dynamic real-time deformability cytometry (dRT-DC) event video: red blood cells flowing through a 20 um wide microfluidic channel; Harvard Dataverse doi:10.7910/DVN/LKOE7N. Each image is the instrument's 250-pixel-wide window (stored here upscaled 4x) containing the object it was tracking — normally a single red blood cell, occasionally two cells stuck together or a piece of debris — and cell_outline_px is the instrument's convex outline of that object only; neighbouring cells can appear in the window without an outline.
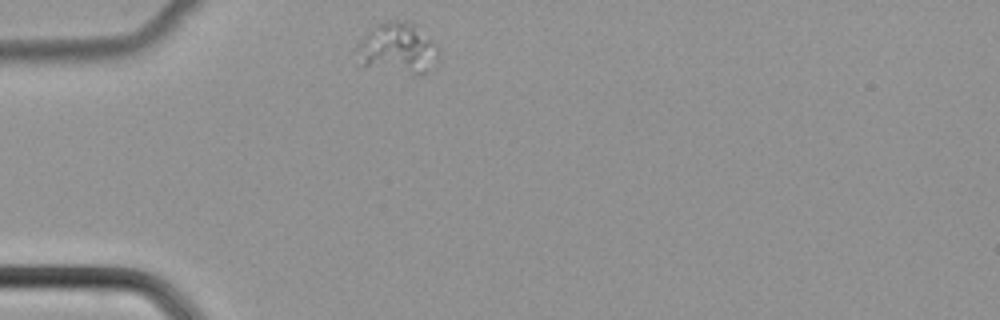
{"species": "common noctule bat (a hibernating species)", "species_latin": "Nyctalus noctula", "temperature_condition": "cold", "stored_images_in_passage": 9, "camera_frame_rate_fps": 3000, "um_per_image_px": 0.085, "animal": {"sex": "female", "body_mass_g": 22.7, "forearm_length_mm": 54.2}, "frame": {"image": 1, "passage_image": 1, "time_ms": 0.0, "image_size_px": [1000, 320], "cell_outline_px": [[440, 52], [428, 68], [420, 76], [360, 68], [356, 48], [356, 44], [376, 24], [388, 20], [412, 20], [436, 44]], "centroid_in_image_um": [33.74, 4.12], "position_along_channel_um": 51.3, "area_um2": 25.03}}
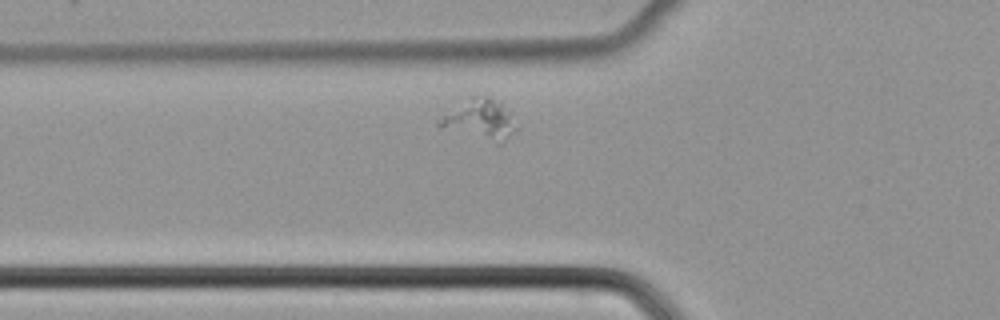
{"frame": {"image": 2, "passage_image": 5, "time_ms": 1.333, "image_size_px": [1000, 320], "cell_outline_px": [[520, 128], [516, 132], [500, 144], [496, 144], [440, 128], [436, 124], [436, 104], [456, 92], [476, 92], [504, 100], [508, 104]], "centroid_in_image_um": [40.54, 9.93], "position_along_channel_um": 85.3, "area_um2": 22.66}}
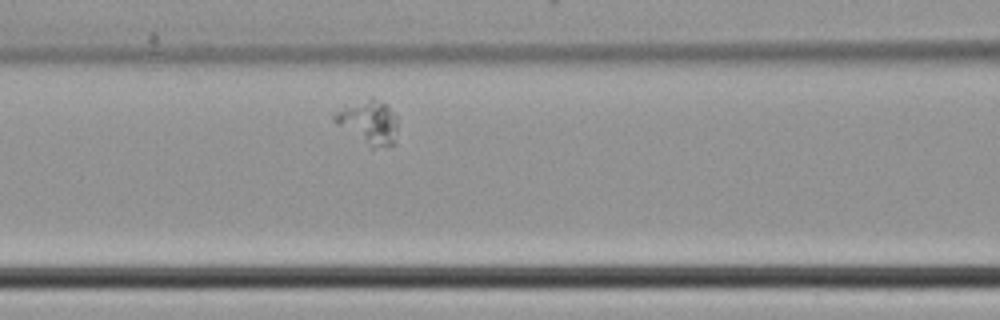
{"frame": {"image": 3, "passage_image": 9, "time_ms": 2.667, "image_size_px": [1000, 320], "cell_outline_px": [[396, 128], [392, 144], [372, 148], [336, 124], [332, 120], [328, 112], [332, 108], [368, 96], [372, 96], [388, 104], [396, 112]], "centroid_in_image_um": [31.2, 10.26], "position_along_channel_um": 135.4, "area_um2": 16.99}}